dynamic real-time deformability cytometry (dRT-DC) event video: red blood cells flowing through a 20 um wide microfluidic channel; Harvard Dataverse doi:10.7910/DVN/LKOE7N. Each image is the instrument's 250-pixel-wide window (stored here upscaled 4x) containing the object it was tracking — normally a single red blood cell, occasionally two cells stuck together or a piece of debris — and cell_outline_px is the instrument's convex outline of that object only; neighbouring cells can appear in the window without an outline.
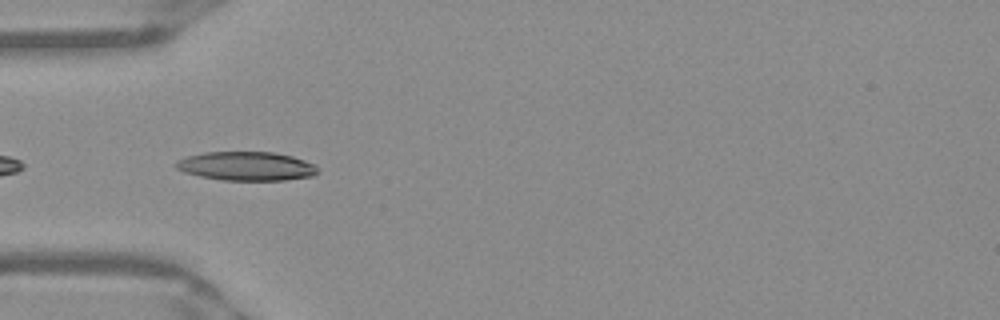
{"species": "Egyptian fruit bat (a non-hibernating species)", "species_latin": "Rousettus aegyptiacus", "temperature_condition": "warm", "stored_images_in_passage": 4, "camera_frame_rate_fps": 3000, "um_per_image_px": 0.085, "frame": {"image": 1, "passage_image": 2, "time_ms": 0.333, "image_size_px": [1000, 320], "cell_outline_px": [[320, 172], [312, 176], [284, 180], [220, 180], [200, 176], [184, 172], [176, 168], [176, 160], [188, 156], [204, 152], [272, 152], [292, 156], [316, 164]], "centroid_in_image_um": [20.97, 14.12], "position_along_channel_um": 64.0, "area_um2": 23.93}}